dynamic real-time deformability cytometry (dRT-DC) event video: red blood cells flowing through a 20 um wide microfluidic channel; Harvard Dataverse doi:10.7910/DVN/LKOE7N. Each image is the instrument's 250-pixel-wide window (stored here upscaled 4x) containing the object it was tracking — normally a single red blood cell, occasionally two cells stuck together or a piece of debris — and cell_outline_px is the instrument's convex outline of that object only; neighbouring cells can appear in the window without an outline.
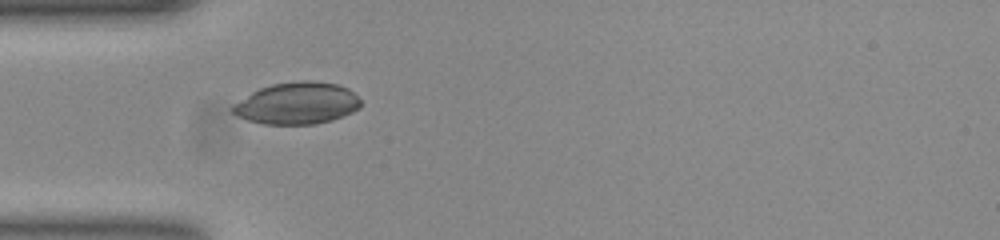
{"species": "common noctule bat (a hibernating species)", "species_latin": "Nyctalus noctula", "temperature_condition": "room temperature", "stored_images_in_passage": 38, "camera_frame_rate_fps": 3000, "um_per_image_px": 0.085, "animal": {"sex": "female", "body_mass_g": 23.0, "forearm_length_mm": 53.4}, "frame": {"image": 1, "passage_image": 1, "time_ms": 0.0, "image_size_px": [1000, 240], "cell_outline_px": [[364, 104], [360, 108], [352, 112], [332, 120], [316, 124], [264, 124], [248, 120], [236, 116], [228, 108], [232, 104], [252, 92], [260, 88], [272, 84], [304, 80], [312, 80], [336, 84], [348, 88]], "centroid_in_image_um": [25.23, 8.78], "position_along_channel_um": 59.8, "area_um2": 31.44}}
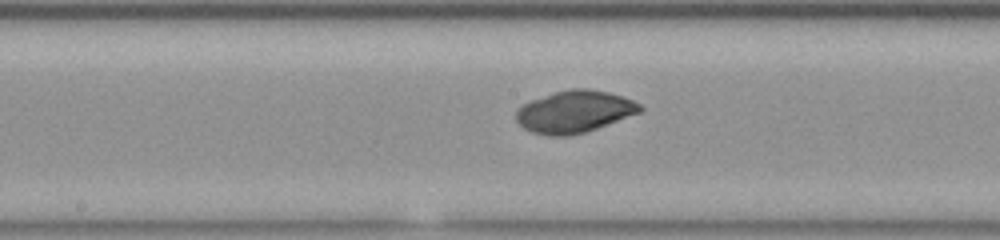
{"frame": {"image": 2, "passage_image": 12, "time_ms": 3.667, "image_size_px": [1000, 240], "cell_outline_px": [[644, 108], [640, 112], [596, 128], [584, 132], [568, 136], [548, 136], [532, 132], [524, 128], [516, 120], [516, 108], [532, 100], [556, 92], [572, 88], [588, 88], [608, 92], [632, 100], [640, 104]], "centroid_in_image_um": [48.81, 9.49], "position_along_channel_um": 199.4, "area_um2": 30.06}}
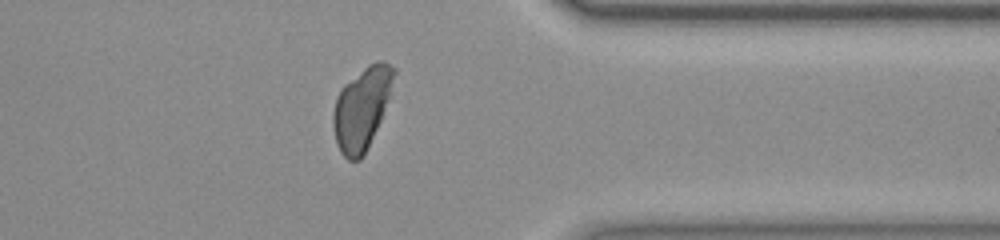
{"frame": {"image": 3, "passage_image": 27, "time_ms": 8.667, "image_size_px": [1000, 240], "cell_outline_px": [[396, 72], [380, 120], [364, 156], [360, 160], [348, 160], [340, 152], [336, 144], [332, 124], [332, 112], [336, 96], [344, 84], [368, 64], [376, 60], [384, 60], [396, 68]], "centroid_in_image_um": [30.71, 9.2], "position_along_channel_um": 380.7, "area_um2": 29.02}}